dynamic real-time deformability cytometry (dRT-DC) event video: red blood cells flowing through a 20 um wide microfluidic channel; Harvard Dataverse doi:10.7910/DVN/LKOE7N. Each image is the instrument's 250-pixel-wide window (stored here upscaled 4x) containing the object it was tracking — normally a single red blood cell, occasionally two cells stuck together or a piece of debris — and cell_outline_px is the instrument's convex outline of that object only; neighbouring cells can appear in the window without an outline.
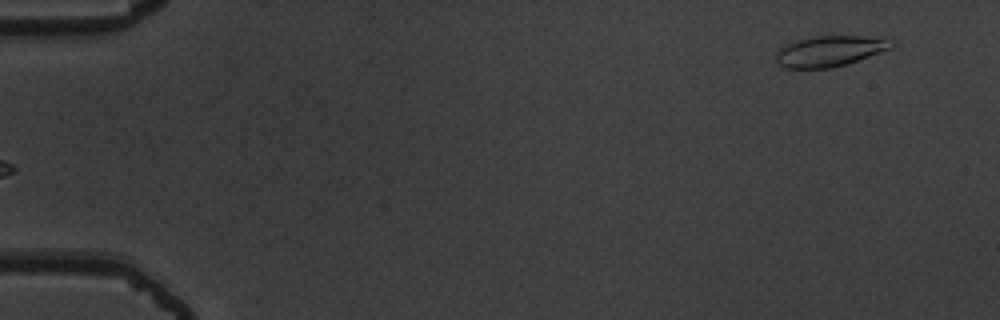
{"species": "common noctule bat (a hibernating species)", "species_latin": "Nyctalus noctula", "temperature_condition": "warm", "stored_images_in_passage": 51, "camera_frame_rate_fps": 3000, "um_per_image_px": 0.085, "animal": {"sex": "male", "body_mass_g": 19.5, "forearm_length_mm": 54.6}, "frame": {"image": 1, "passage_image": 1, "time_ms": 0.0, "image_size_px": [1000, 320], "cell_outline_px": [[896, 44], [892, 48], [832, 68], [784, 68], [776, 64], [776, 52], [780, 48], [788, 44], [800, 40], [816, 36], [884, 36], [896, 40]], "centroid_in_image_um": [70.6, 4.33], "position_along_channel_um": 14.4, "area_um2": 20.75}}
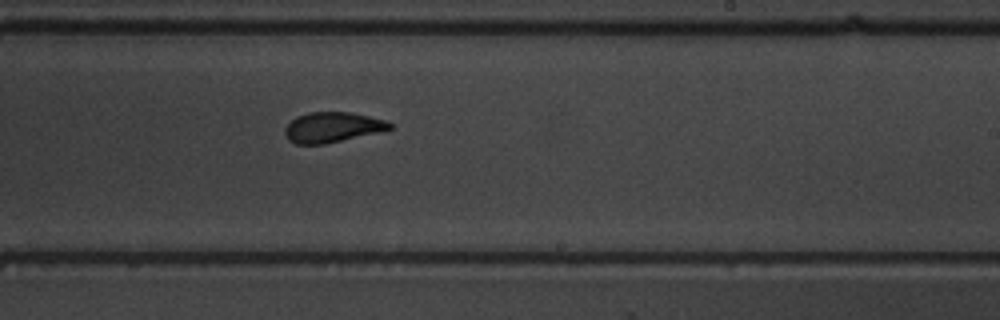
{"frame": {"image": 2, "passage_image": 31, "time_ms": 10.0, "image_size_px": [1000, 320], "cell_outline_px": [[392, 128], [376, 132], [324, 144], [296, 144], [288, 140], [284, 132], [284, 128], [296, 116], [308, 112], [348, 112], [388, 120], [392, 124]], "centroid_in_image_um": [28.21, 10.81], "position_along_channel_um": 260.8, "area_um2": 18.26}}
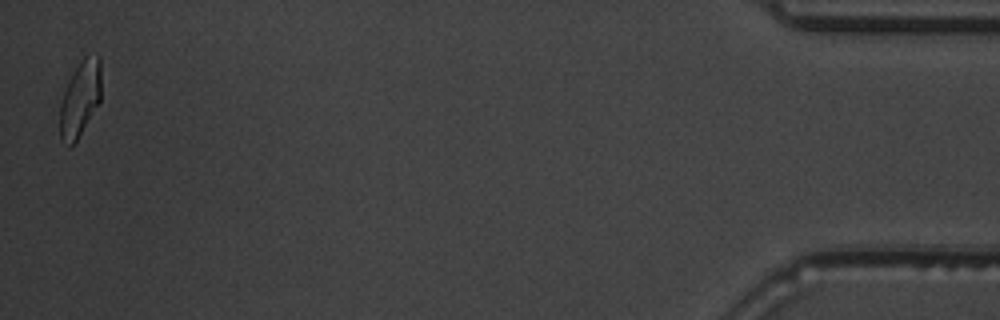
{"frame": {"image": 3, "passage_image": 51, "time_ms": 16.667, "image_size_px": [1000, 320], "cell_outline_px": [[100, 100], [76, 140], [68, 148], [60, 140], [60, 104], [68, 80], [84, 56], [100, 56]], "centroid_in_image_um": [6.78, 8.41], "position_along_channel_um": 428.4, "area_um2": 17.8}, "authors_computed_cell_mechanics": {"area_um2": 19.1318, "velocity_mm_per_s": 3.7826, "shape_relaxation_time_tau1_ms": 3.875, "shape_relaxation_time_tau2_ms": 1.3945, "deformation_change_tau1": 0.1412, "deformation_change_tau2": 0.0891}}